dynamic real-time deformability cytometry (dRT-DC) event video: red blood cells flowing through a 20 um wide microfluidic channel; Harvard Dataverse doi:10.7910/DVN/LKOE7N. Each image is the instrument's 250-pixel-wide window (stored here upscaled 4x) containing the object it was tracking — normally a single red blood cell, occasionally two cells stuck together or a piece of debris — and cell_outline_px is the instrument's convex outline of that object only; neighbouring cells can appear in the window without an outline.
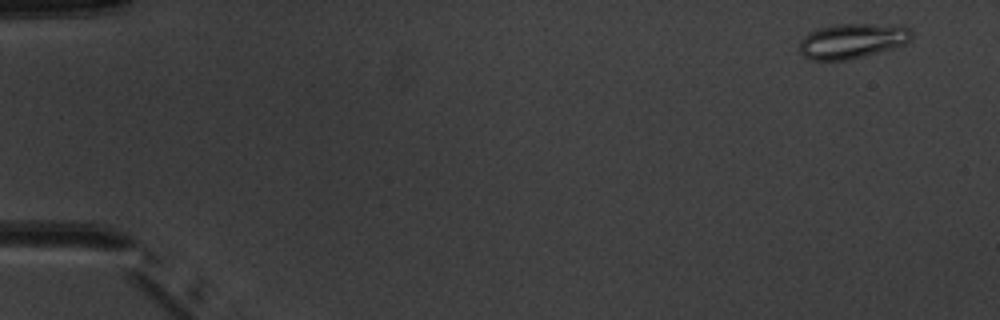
{"species": "common noctule bat (a hibernating species)", "species_latin": "Nyctalus noctula", "temperature_condition": "warm", "stored_images_in_passage": 5, "camera_frame_rate_fps": 3000, "um_per_image_px": 0.085, "animal": {"sex": "male", "body_mass_g": 20.1, "forearm_length_mm": 53.5}, "frame": {"image": 1, "passage_image": 1, "time_ms": 0.0, "image_size_px": [1000, 320], "cell_outline_px": [[912, 36], [904, 44], [880, 52], [848, 60], [812, 60], [804, 56], [800, 52], [800, 40], [808, 32], [816, 28], [836, 24], [900, 24], [908, 28], [912, 32]], "centroid_in_image_um": [72.43, 3.46], "position_along_channel_um": 12.6, "area_um2": 23.06}}
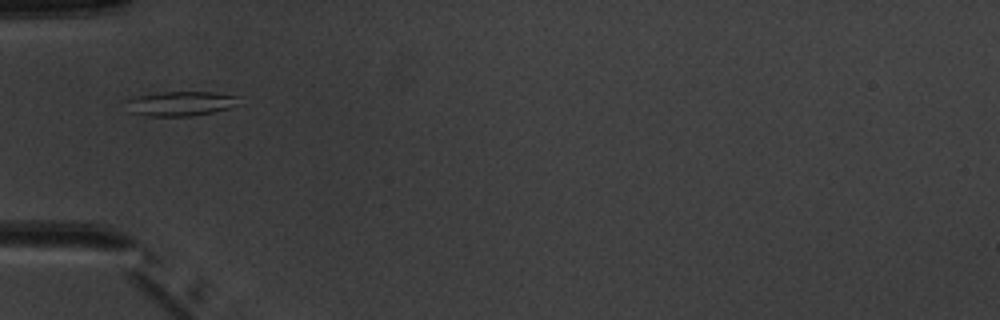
{"frame": {"image": 2, "passage_image": 5, "time_ms": 5.0, "image_size_px": [1000, 320], "cell_outline_px": [[240, 96], [236, 104], [228, 108], [212, 112], [188, 116], [148, 116], [132, 112], [128, 100], [136, 96], [164, 92], [216, 92]], "centroid_in_image_um": [15.41, 8.79], "position_along_channel_um": 69.6, "area_um2": 15.72}}